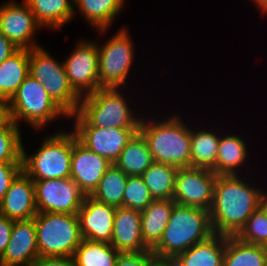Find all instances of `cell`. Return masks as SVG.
<instances>
[{
  "label": "cell",
  "instance_id": "7a4b0ae2",
  "mask_svg": "<svg viewBox=\"0 0 267 266\" xmlns=\"http://www.w3.org/2000/svg\"><path fill=\"white\" fill-rule=\"evenodd\" d=\"M212 235L210 211L175 203L162 238L152 252L156 259L177 257Z\"/></svg>",
  "mask_w": 267,
  "mask_h": 266
},
{
  "label": "cell",
  "instance_id": "484cf974",
  "mask_svg": "<svg viewBox=\"0 0 267 266\" xmlns=\"http://www.w3.org/2000/svg\"><path fill=\"white\" fill-rule=\"evenodd\" d=\"M247 147L245 142L236 135L220 137L217 150L216 165L212 171L217 175H237L235 169L241 167L247 160Z\"/></svg>",
  "mask_w": 267,
  "mask_h": 266
},
{
  "label": "cell",
  "instance_id": "60d3db41",
  "mask_svg": "<svg viewBox=\"0 0 267 266\" xmlns=\"http://www.w3.org/2000/svg\"><path fill=\"white\" fill-rule=\"evenodd\" d=\"M157 263L160 266H184L176 257L159 258Z\"/></svg>",
  "mask_w": 267,
  "mask_h": 266
},
{
  "label": "cell",
  "instance_id": "7402d4cb",
  "mask_svg": "<svg viewBox=\"0 0 267 266\" xmlns=\"http://www.w3.org/2000/svg\"><path fill=\"white\" fill-rule=\"evenodd\" d=\"M225 246L226 236L214 234L180 253L176 258L184 266H223Z\"/></svg>",
  "mask_w": 267,
  "mask_h": 266
},
{
  "label": "cell",
  "instance_id": "e0dca14e",
  "mask_svg": "<svg viewBox=\"0 0 267 266\" xmlns=\"http://www.w3.org/2000/svg\"><path fill=\"white\" fill-rule=\"evenodd\" d=\"M39 257L34 218L15 220L10 241L0 257L2 266H31Z\"/></svg>",
  "mask_w": 267,
  "mask_h": 266
},
{
  "label": "cell",
  "instance_id": "d590c367",
  "mask_svg": "<svg viewBox=\"0 0 267 266\" xmlns=\"http://www.w3.org/2000/svg\"><path fill=\"white\" fill-rule=\"evenodd\" d=\"M22 171V163H0V201Z\"/></svg>",
  "mask_w": 267,
  "mask_h": 266
},
{
  "label": "cell",
  "instance_id": "ee69618b",
  "mask_svg": "<svg viewBox=\"0 0 267 266\" xmlns=\"http://www.w3.org/2000/svg\"><path fill=\"white\" fill-rule=\"evenodd\" d=\"M264 266H267V255H266V258H265V265Z\"/></svg>",
  "mask_w": 267,
  "mask_h": 266
},
{
  "label": "cell",
  "instance_id": "44dd1931",
  "mask_svg": "<svg viewBox=\"0 0 267 266\" xmlns=\"http://www.w3.org/2000/svg\"><path fill=\"white\" fill-rule=\"evenodd\" d=\"M153 163L147 141L138 131L128 141L114 164L128 176H141Z\"/></svg>",
  "mask_w": 267,
  "mask_h": 266
},
{
  "label": "cell",
  "instance_id": "5bb4252c",
  "mask_svg": "<svg viewBox=\"0 0 267 266\" xmlns=\"http://www.w3.org/2000/svg\"><path fill=\"white\" fill-rule=\"evenodd\" d=\"M112 163L83 145L74 133L70 177L85 195H91Z\"/></svg>",
  "mask_w": 267,
  "mask_h": 266
},
{
  "label": "cell",
  "instance_id": "8992f818",
  "mask_svg": "<svg viewBox=\"0 0 267 266\" xmlns=\"http://www.w3.org/2000/svg\"><path fill=\"white\" fill-rule=\"evenodd\" d=\"M34 222L39 256H74L83 240L77 215L38 212Z\"/></svg>",
  "mask_w": 267,
  "mask_h": 266
},
{
  "label": "cell",
  "instance_id": "4fadbf2b",
  "mask_svg": "<svg viewBox=\"0 0 267 266\" xmlns=\"http://www.w3.org/2000/svg\"><path fill=\"white\" fill-rule=\"evenodd\" d=\"M34 13L24 1H10L0 6V31L19 49L39 47L33 36L40 28Z\"/></svg>",
  "mask_w": 267,
  "mask_h": 266
},
{
  "label": "cell",
  "instance_id": "ac0fdd59",
  "mask_svg": "<svg viewBox=\"0 0 267 266\" xmlns=\"http://www.w3.org/2000/svg\"><path fill=\"white\" fill-rule=\"evenodd\" d=\"M37 213L34 181L22 171L0 201V215L12 220H29Z\"/></svg>",
  "mask_w": 267,
  "mask_h": 266
},
{
  "label": "cell",
  "instance_id": "d4e9b609",
  "mask_svg": "<svg viewBox=\"0 0 267 266\" xmlns=\"http://www.w3.org/2000/svg\"><path fill=\"white\" fill-rule=\"evenodd\" d=\"M125 0H74V6L78 8L89 24L91 23L99 33L106 32L114 18L124 8Z\"/></svg>",
  "mask_w": 267,
  "mask_h": 266
},
{
  "label": "cell",
  "instance_id": "ba28073f",
  "mask_svg": "<svg viewBox=\"0 0 267 266\" xmlns=\"http://www.w3.org/2000/svg\"><path fill=\"white\" fill-rule=\"evenodd\" d=\"M9 106L11 119L16 125L19 126L23 118L37 130L60 115L69 118L51 99L41 82L31 75L26 77L9 100Z\"/></svg>",
  "mask_w": 267,
  "mask_h": 266
},
{
  "label": "cell",
  "instance_id": "7c38bea8",
  "mask_svg": "<svg viewBox=\"0 0 267 266\" xmlns=\"http://www.w3.org/2000/svg\"><path fill=\"white\" fill-rule=\"evenodd\" d=\"M70 86L80 96L99 89V54L97 43L83 41L63 62ZM85 91V92H84Z\"/></svg>",
  "mask_w": 267,
  "mask_h": 266
},
{
  "label": "cell",
  "instance_id": "d6a6232c",
  "mask_svg": "<svg viewBox=\"0 0 267 266\" xmlns=\"http://www.w3.org/2000/svg\"><path fill=\"white\" fill-rule=\"evenodd\" d=\"M241 241L267 247V220L264 215V199L260 207L248 218L236 235Z\"/></svg>",
  "mask_w": 267,
  "mask_h": 266
},
{
  "label": "cell",
  "instance_id": "9a60e30c",
  "mask_svg": "<svg viewBox=\"0 0 267 266\" xmlns=\"http://www.w3.org/2000/svg\"><path fill=\"white\" fill-rule=\"evenodd\" d=\"M139 128L74 127L77 139L112 164Z\"/></svg>",
  "mask_w": 267,
  "mask_h": 266
},
{
  "label": "cell",
  "instance_id": "3957f363",
  "mask_svg": "<svg viewBox=\"0 0 267 266\" xmlns=\"http://www.w3.org/2000/svg\"><path fill=\"white\" fill-rule=\"evenodd\" d=\"M181 118L169 116L160 123L141 118L138 131L146 139L154 162L178 168L191 167V128Z\"/></svg>",
  "mask_w": 267,
  "mask_h": 266
},
{
  "label": "cell",
  "instance_id": "2e32d148",
  "mask_svg": "<svg viewBox=\"0 0 267 266\" xmlns=\"http://www.w3.org/2000/svg\"><path fill=\"white\" fill-rule=\"evenodd\" d=\"M116 209L85 195L77 213L82 238L111 243Z\"/></svg>",
  "mask_w": 267,
  "mask_h": 266
},
{
  "label": "cell",
  "instance_id": "8d00e7d4",
  "mask_svg": "<svg viewBox=\"0 0 267 266\" xmlns=\"http://www.w3.org/2000/svg\"><path fill=\"white\" fill-rule=\"evenodd\" d=\"M14 221L6 216L0 215V257L5 252L10 241Z\"/></svg>",
  "mask_w": 267,
  "mask_h": 266
},
{
  "label": "cell",
  "instance_id": "4dcf8cb0",
  "mask_svg": "<svg viewBox=\"0 0 267 266\" xmlns=\"http://www.w3.org/2000/svg\"><path fill=\"white\" fill-rule=\"evenodd\" d=\"M219 140L214 132L191 130V167L212 170L216 165Z\"/></svg>",
  "mask_w": 267,
  "mask_h": 266
},
{
  "label": "cell",
  "instance_id": "f546056e",
  "mask_svg": "<svg viewBox=\"0 0 267 266\" xmlns=\"http://www.w3.org/2000/svg\"><path fill=\"white\" fill-rule=\"evenodd\" d=\"M119 253L110 243L83 239L73 258L76 266H115Z\"/></svg>",
  "mask_w": 267,
  "mask_h": 266
},
{
  "label": "cell",
  "instance_id": "30bf717a",
  "mask_svg": "<svg viewBox=\"0 0 267 266\" xmlns=\"http://www.w3.org/2000/svg\"><path fill=\"white\" fill-rule=\"evenodd\" d=\"M33 181L37 212L77 215L85 194L71 177Z\"/></svg>",
  "mask_w": 267,
  "mask_h": 266
},
{
  "label": "cell",
  "instance_id": "f1b7e54d",
  "mask_svg": "<svg viewBox=\"0 0 267 266\" xmlns=\"http://www.w3.org/2000/svg\"><path fill=\"white\" fill-rule=\"evenodd\" d=\"M128 175L119 167L112 164L99 181L98 187L90 195L97 201L116 208L123 207V196L125 192Z\"/></svg>",
  "mask_w": 267,
  "mask_h": 266
},
{
  "label": "cell",
  "instance_id": "ab89813d",
  "mask_svg": "<svg viewBox=\"0 0 267 266\" xmlns=\"http://www.w3.org/2000/svg\"><path fill=\"white\" fill-rule=\"evenodd\" d=\"M11 121L9 100L0 98V129L5 128Z\"/></svg>",
  "mask_w": 267,
  "mask_h": 266
},
{
  "label": "cell",
  "instance_id": "8fae6325",
  "mask_svg": "<svg viewBox=\"0 0 267 266\" xmlns=\"http://www.w3.org/2000/svg\"><path fill=\"white\" fill-rule=\"evenodd\" d=\"M217 174L198 167L179 168L176 174L173 201L184 206L199 207L210 211Z\"/></svg>",
  "mask_w": 267,
  "mask_h": 266
},
{
  "label": "cell",
  "instance_id": "7bdbcfd3",
  "mask_svg": "<svg viewBox=\"0 0 267 266\" xmlns=\"http://www.w3.org/2000/svg\"><path fill=\"white\" fill-rule=\"evenodd\" d=\"M264 215H265V218L267 220V195L264 198Z\"/></svg>",
  "mask_w": 267,
  "mask_h": 266
},
{
  "label": "cell",
  "instance_id": "b9f144b4",
  "mask_svg": "<svg viewBox=\"0 0 267 266\" xmlns=\"http://www.w3.org/2000/svg\"><path fill=\"white\" fill-rule=\"evenodd\" d=\"M260 8L261 12H267V0H253Z\"/></svg>",
  "mask_w": 267,
  "mask_h": 266
},
{
  "label": "cell",
  "instance_id": "cb8c5ba5",
  "mask_svg": "<svg viewBox=\"0 0 267 266\" xmlns=\"http://www.w3.org/2000/svg\"><path fill=\"white\" fill-rule=\"evenodd\" d=\"M42 26L59 29L75 15L74 0H24Z\"/></svg>",
  "mask_w": 267,
  "mask_h": 266
},
{
  "label": "cell",
  "instance_id": "1f68e13d",
  "mask_svg": "<svg viewBox=\"0 0 267 266\" xmlns=\"http://www.w3.org/2000/svg\"><path fill=\"white\" fill-rule=\"evenodd\" d=\"M20 126L11 121L0 129V163H22Z\"/></svg>",
  "mask_w": 267,
  "mask_h": 266
},
{
  "label": "cell",
  "instance_id": "d6986e66",
  "mask_svg": "<svg viewBox=\"0 0 267 266\" xmlns=\"http://www.w3.org/2000/svg\"><path fill=\"white\" fill-rule=\"evenodd\" d=\"M110 244L120 252L150 250L141 233V211L122 206L116 209Z\"/></svg>",
  "mask_w": 267,
  "mask_h": 266
},
{
  "label": "cell",
  "instance_id": "277c9868",
  "mask_svg": "<svg viewBox=\"0 0 267 266\" xmlns=\"http://www.w3.org/2000/svg\"><path fill=\"white\" fill-rule=\"evenodd\" d=\"M118 89L100 88L81 97L78 112L69 116L75 118V127L139 128L141 118Z\"/></svg>",
  "mask_w": 267,
  "mask_h": 266
},
{
  "label": "cell",
  "instance_id": "836d02e7",
  "mask_svg": "<svg viewBox=\"0 0 267 266\" xmlns=\"http://www.w3.org/2000/svg\"><path fill=\"white\" fill-rule=\"evenodd\" d=\"M153 200L141 176H128L123 196V207L142 211Z\"/></svg>",
  "mask_w": 267,
  "mask_h": 266
},
{
  "label": "cell",
  "instance_id": "9c48e42d",
  "mask_svg": "<svg viewBox=\"0 0 267 266\" xmlns=\"http://www.w3.org/2000/svg\"><path fill=\"white\" fill-rule=\"evenodd\" d=\"M126 28H122L112 38L98 47L99 54V89L120 88L126 79L134 61V45Z\"/></svg>",
  "mask_w": 267,
  "mask_h": 266
},
{
  "label": "cell",
  "instance_id": "f6af8a7d",
  "mask_svg": "<svg viewBox=\"0 0 267 266\" xmlns=\"http://www.w3.org/2000/svg\"><path fill=\"white\" fill-rule=\"evenodd\" d=\"M153 266H160L157 262Z\"/></svg>",
  "mask_w": 267,
  "mask_h": 266
},
{
  "label": "cell",
  "instance_id": "ffe728a7",
  "mask_svg": "<svg viewBox=\"0 0 267 266\" xmlns=\"http://www.w3.org/2000/svg\"><path fill=\"white\" fill-rule=\"evenodd\" d=\"M174 204L172 199H157L141 211V233L149 249H153L162 238Z\"/></svg>",
  "mask_w": 267,
  "mask_h": 266
},
{
  "label": "cell",
  "instance_id": "83f0119b",
  "mask_svg": "<svg viewBox=\"0 0 267 266\" xmlns=\"http://www.w3.org/2000/svg\"><path fill=\"white\" fill-rule=\"evenodd\" d=\"M178 167L154 162L142 175L154 200L172 199L175 191Z\"/></svg>",
  "mask_w": 267,
  "mask_h": 266
},
{
  "label": "cell",
  "instance_id": "74e56055",
  "mask_svg": "<svg viewBox=\"0 0 267 266\" xmlns=\"http://www.w3.org/2000/svg\"><path fill=\"white\" fill-rule=\"evenodd\" d=\"M31 266H76L73 257L39 256Z\"/></svg>",
  "mask_w": 267,
  "mask_h": 266
},
{
  "label": "cell",
  "instance_id": "52a82bcc",
  "mask_svg": "<svg viewBox=\"0 0 267 266\" xmlns=\"http://www.w3.org/2000/svg\"><path fill=\"white\" fill-rule=\"evenodd\" d=\"M29 75L41 82L68 116L78 112L81 97L70 86L63 62L56 61L41 46L29 50Z\"/></svg>",
  "mask_w": 267,
  "mask_h": 266
},
{
  "label": "cell",
  "instance_id": "5b68a950",
  "mask_svg": "<svg viewBox=\"0 0 267 266\" xmlns=\"http://www.w3.org/2000/svg\"><path fill=\"white\" fill-rule=\"evenodd\" d=\"M74 132H57L45 138L32 155L22 146L23 171L32 180L70 178Z\"/></svg>",
  "mask_w": 267,
  "mask_h": 266
},
{
  "label": "cell",
  "instance_id": "4316f807",
  "mask_svg": "<svg viewBox=\"0 0 267 266\" xmlns=\"http://www.w3.org/2000/svg\"><path fill=\"white\" fill-rule=\"evenodd\" d=\"M267 247L226 236L223 266H264Z\"/></svg>",
  "mask_w": 267,
  "mask_h": 266
},
{
  "label": "cell",
  "instance_id": "f35d334b",
  "mask_svg": "<svg viewBox=\"0 0 267 266\" xmlns=\"http://www.w3.org/2000/svg\"><path fill=\"white\" fill-rule=\"evenodd\" d=\"M17 48L1 31H0V64L9 56L14 54Z\"/></svg>",
  "mask_w": 267,
  "mask_h": 266
},
{
  "label": "cell",
  "instance_id": "6da1fadb",
  "mask_svg": "<svg viewBox=\"0 0 267 266\" xmlns=\"http://www.w3.org/2000/svg\"><path fill=\"white\" fill-rule=\"evenodd\" d=\"M239 175H217L210 219L214 234L236 236L267 193Z\"/></svg>",
  "mask_w": 267,
  "mask_h": 266
},
{
  "label": "cell",
  "instance_id": "603a6c76",
  "mask_svg": "<svg viewBox=\"0 0 267 266\" xmlns=\"http://www.w3.org/2000/svg\"><path fill=\"white\" fill-rule=\"evenodd\" d=\"M29 75V50L18 49L0 64V98L10 100Z\"/></svg>",
  "mask_w": 267,
  "mask_h": 266
},
{
  "label": "cell",
  "instance_id": "e575fe53",
  "mask_svg": "<svg viewBox=\"0 0 267 266\" xmlns=\"http://www.w3.org/2000/svg\"><path fill=\"white\" fill-rule=\"evenodd\" d=\"M156 262L150 249L143 252H120L115 266H153Z\"/></svg>",
  "mask_w": 267,
  "mask_h": 266
}]
</instances>
